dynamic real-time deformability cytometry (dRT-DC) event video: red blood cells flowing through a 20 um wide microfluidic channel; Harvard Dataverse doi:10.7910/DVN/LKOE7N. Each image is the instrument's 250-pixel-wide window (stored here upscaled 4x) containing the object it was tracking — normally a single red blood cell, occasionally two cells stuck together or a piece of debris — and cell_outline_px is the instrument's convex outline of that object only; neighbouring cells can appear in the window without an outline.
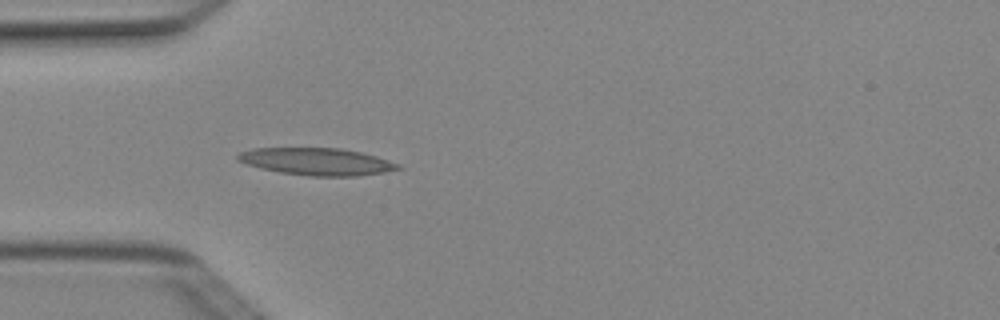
{"species": "Egyptian fruit bat (a non-hibernating species)", "species_latin": "Rousettus aegyptiacus", "temperature_condition": "cold", "stored_images_in_passage": 5, "camera_frame_rate_fps": 3000, "um_per_image_px": 0.085, "animal": {"sex": "female"}, "frame": {"image": 1, "passage_image": 5, "time_ms": 1.333, "image_size_px": [1000, 320], "cell_outline_px": [[404, 168], [384, 172], [356, 176], [308, 176], [280, 172], [260, 168], [236, 160], [236, 156], [240, 152], [252, 148], [340, 148], [360, 152], [376, 156], [400, 164]], "centroid_in_image_um": [26.93, 13.73], "position_along_channel_um": 58.1, "area_um2": 25.43}}